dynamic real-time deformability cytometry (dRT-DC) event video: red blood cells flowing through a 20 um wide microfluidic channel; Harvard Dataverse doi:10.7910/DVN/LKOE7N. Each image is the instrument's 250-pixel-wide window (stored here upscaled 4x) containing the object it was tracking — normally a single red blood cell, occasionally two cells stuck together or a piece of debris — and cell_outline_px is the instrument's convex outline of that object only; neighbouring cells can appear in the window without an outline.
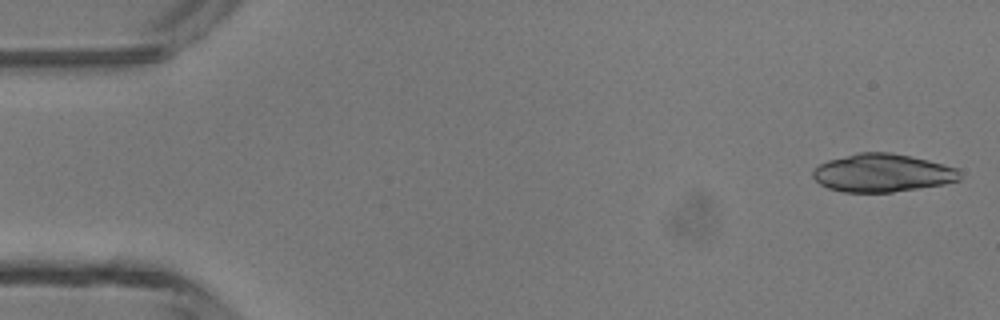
{"species": "common noctule bat (a hibernating species)", "species_latin": "Nyctalus noctula", "temperature_condition": "room temperature", "stored_images_in_passage": 45, "camera_frame_rate_fps": 3000, "um_per_image_px": 0.085, "animal": {"sex": "male", "body_mass_g": 13.3}, "frame": {"image": 1, "passage_image": 1, "time_ms": 0.0, "image_size_px": [1000, 320], "cell_outline_px": [[960, 180], [944, 184], [892, 192], [844, 192], [828, 188], [820, 184], [812, 176], [812, 168], [828, 160], [860, 152], [892, 152], [928, 160], [956, 168], [960, 172]], "centroid_in_image_um": [74.98, 14.7], "position_along_channel_um": 10.0, "area_um2": 32.54}}
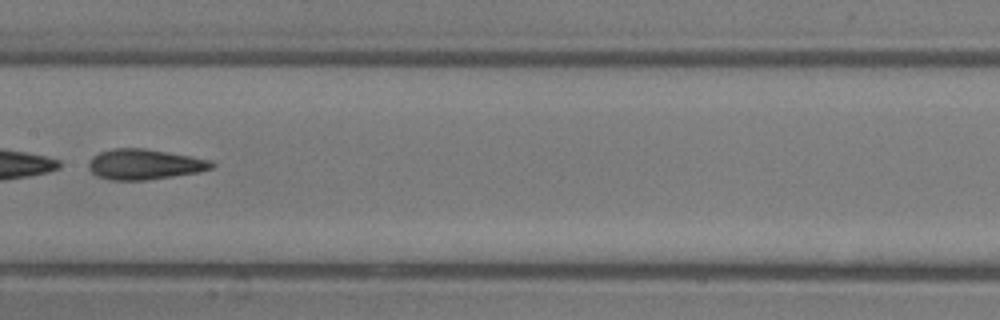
{"frame": {"image": 2, "passage_image": 23, "time_ms": 7.333, "image_size_px": [1000, 320], "cell_outline_px": [[216, 164], [212, 168], [196, 172], [172, 176], [144, 180], [108, 180], [96, 176], [88, 168], [88, 160], [92, 156], [100, 152], [112, 148], [144, 148], [212, 160]], "centroid_in_image_um": [12.23, 13.96], "position_along_channel_um": 195.2, "area_um2": 21.79}}